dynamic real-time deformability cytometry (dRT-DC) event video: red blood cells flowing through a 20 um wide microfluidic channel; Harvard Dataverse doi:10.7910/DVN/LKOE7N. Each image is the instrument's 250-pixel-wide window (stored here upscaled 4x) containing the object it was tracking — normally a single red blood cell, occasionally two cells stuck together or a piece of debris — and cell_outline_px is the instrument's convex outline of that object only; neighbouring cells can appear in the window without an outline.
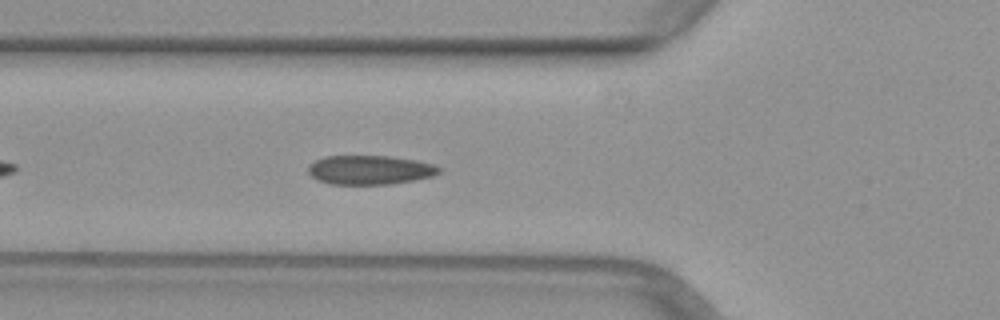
{"species": "common noctule bat (a hibernating species)", "species_latin": "Nyctalus noctula", "temperature_condition": "warm", "stored_images_in_passage": 37, "camera_frame_rate_fps": 3000, "um_per_image_px": 0.085, "animal": {"sex": "female", "body_mass_g": 29.2, "forearm_length_mm": 56.3}, "frame": {"image": 1, "passage_image": 4, "time_ms": 1.0, "image_size_px": [1000, 320], "cell_outline_px": [[444, 168], [440, 172], [432, 176], [412, 180], [388, 184], [328, 184], [316, 180], [308, 172], [308, 164], [324, 156], [388, 156], [416, 160], [436, 164]], "centroid_in_image_um": [31.44, 14.44], "position_along_channel_um": 94.4, "area_um2": 22.37}}
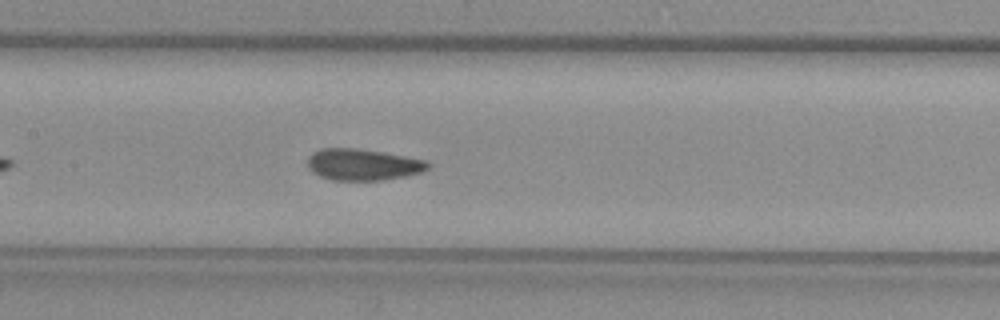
{"frame": {"image": 2, "passage_image": 10, "time_ms": 3.0, "image_size_px": [1000, 320], "cell_outline_px": [[432, 164], [424, 172], [384, 180], [332, 180], [320, 176], [312, 172], [308, 168], [308, 156], [312, 152], [320, 148], [356, 148], [428, 160]], "centroid_in_image_um": [30.85, 13.99], "position_along_channel_um": 176.6, "area_um2": 22.2}}
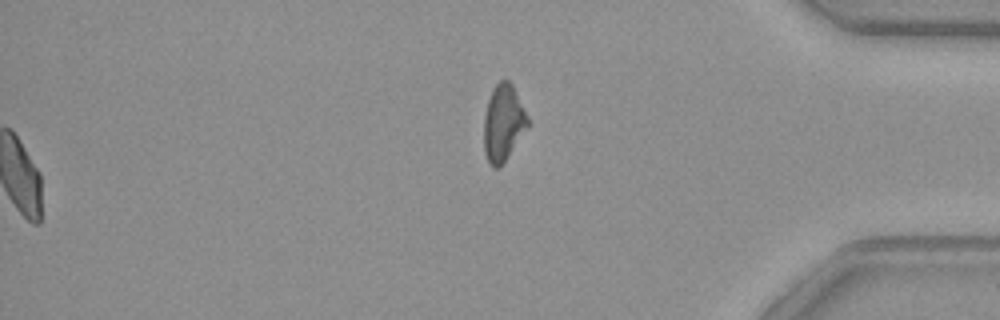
{"frame": {"image": 3, "passage_image": 37, "time_ms": 12.0, "image_size_px": [1000, 320], "cell_outline_px": [[528, 128], [504, 160], [496, 168], [492, 168], [488, 164], [484, 152], [484, 116], [488, 100], [492, 88], [500, 80], [508, 80], [512, 84], [528, 116]], "centroid_in_image_um": [42.76, 10.43], "position_along_channel_um": 392.4, "area_um2": 19.42}}